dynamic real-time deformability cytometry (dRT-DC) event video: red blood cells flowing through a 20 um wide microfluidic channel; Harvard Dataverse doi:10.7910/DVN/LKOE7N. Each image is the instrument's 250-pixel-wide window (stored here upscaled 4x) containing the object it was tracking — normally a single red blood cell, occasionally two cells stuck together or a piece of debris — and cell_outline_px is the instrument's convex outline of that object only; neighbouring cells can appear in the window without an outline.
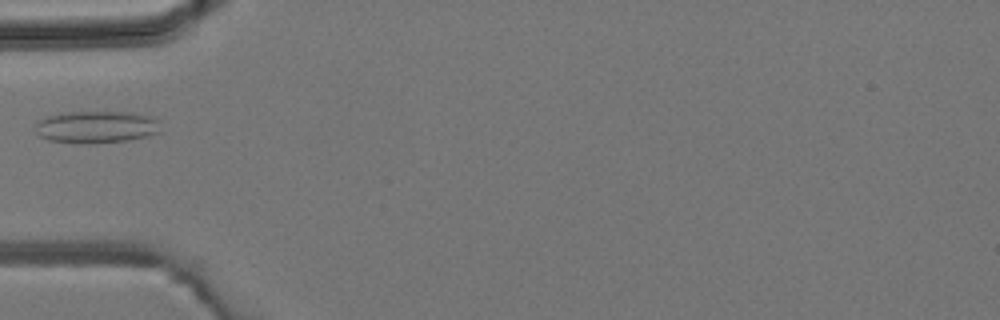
{"species": "common noctule bat (a hibernating species)", "species_latin": "Nyctalus noctula", "temperature_condition": "room temperature", "stored_images_in_passage": 3, "camera_frame_rate_fps": 3000, "um_per_image_px": 0.085, "animal": {"sex": "male", "body_mass_g": 19.2, "forearm_length_mm": 51.8}, "frame": {"image": 1, "passage_image": 3, "time_ms": 2.333, "image_size_px": [1000, 320], "cell_outline_px": [[160, 132], [148, 136], [128, 140], [92, 144], [80, 144], [48, 140], [40, 136], [36, 132], [36, 124], [44, 116], [60, 112], [132, 112], [148, 116], [160, 120]], "centroid_in_image_um": [8.18, 10.8], "position_along_channel_um": 76.8, "area_um2": 23.87}}